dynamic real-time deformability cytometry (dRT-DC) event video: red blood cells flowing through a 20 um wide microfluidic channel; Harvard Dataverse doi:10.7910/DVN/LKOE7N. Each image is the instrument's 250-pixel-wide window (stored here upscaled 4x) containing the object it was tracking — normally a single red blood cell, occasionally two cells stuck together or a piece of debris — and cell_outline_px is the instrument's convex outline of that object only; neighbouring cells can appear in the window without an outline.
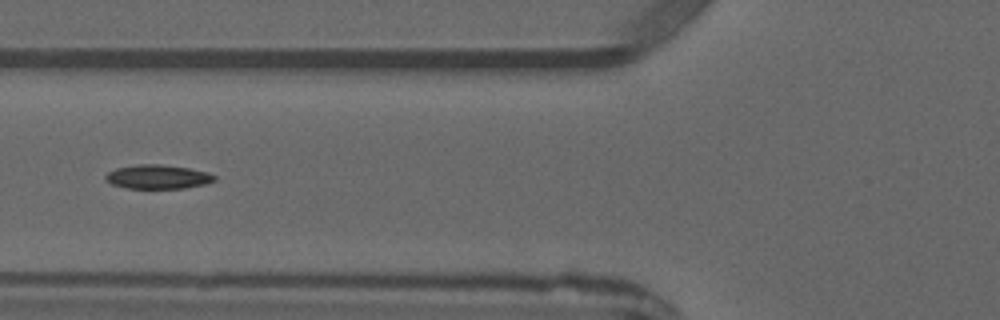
{"species": "common noctule bat (a hibernating species)", "species_latin": "Nyctalus noctula", "temperature_condition": "warm", "stored_images_in_passage": 5, "camera_frame_rate_fps": 3000, "um_per_image_px": 0.085, "animal": {"sex": "male", "forearm_length_mm": 52.5}, "frame": {"image": 1, "passage_image": 5, "time_ms": 4.667, "image_size_px": [1000, 320], "cell_outline_px": [[216, 180], [204, 184], [184, 188], [128, 188], [112, 184], [104, 176], [108, 172], [116, 168], [136, 164], [160, 164], [188, 168], [208, 172], [216, 176]], "centroid_in_image_um": [13.42, 15.02], "position_along_channel_um": 112.4, "area_um2": 15.14}}